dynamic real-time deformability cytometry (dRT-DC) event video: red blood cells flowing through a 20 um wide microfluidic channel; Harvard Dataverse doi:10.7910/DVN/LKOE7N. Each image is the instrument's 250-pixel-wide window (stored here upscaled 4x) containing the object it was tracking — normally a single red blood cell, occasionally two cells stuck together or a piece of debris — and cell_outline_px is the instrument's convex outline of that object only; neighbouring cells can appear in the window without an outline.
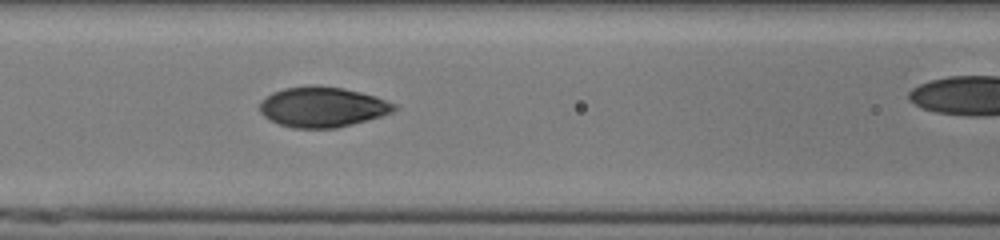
{"species": "human", "species_latin": "Homo sapiens", "temperature_condition": "cold", "stored_images_in_passage": 27, "camera_frame_rate_fps": 3000, "um_per_image_px": 0.085, "donor": {"sex": "male"}, "frame": {"image": 1, "passage_image": 8, "time_ms": 2.333, "image_size_px": [1000, 240], "cell_outline_px": [[396, 108], [392, 112], [380, 116], [352, 124], [336, 128], [292, 128], [280, 124], [264, 116], [260, 112], [260, 100], [272, 92], [284, 88], [344, 88], [376, 96], [396, 104]], "centroid_in_image_um": [27.4, 9.12], "position_along_channel_um": 139.2, "area_um2": 30.69}}
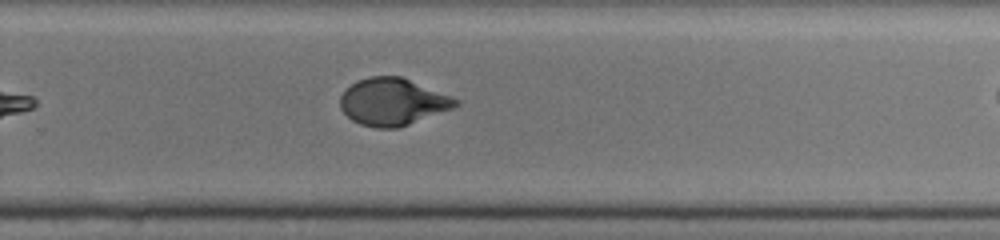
{"frame": {"image": 2, "passage_image": 20, "time_ms": 6.333, "image_size_px": [1000, 240], "cell_outline_px": [[460, 104], [452, 108], [400, 128], [376, 128], [360, 124], [352, 120], [340, 108], [340, 96], [356, 80], [368, 76], [400, 76], [452, 96], [460, 100]], "centroid_in_image_um": [33.38, 8.66], "position_along_channel_um": 296.4, "area_um2": 31.67}}
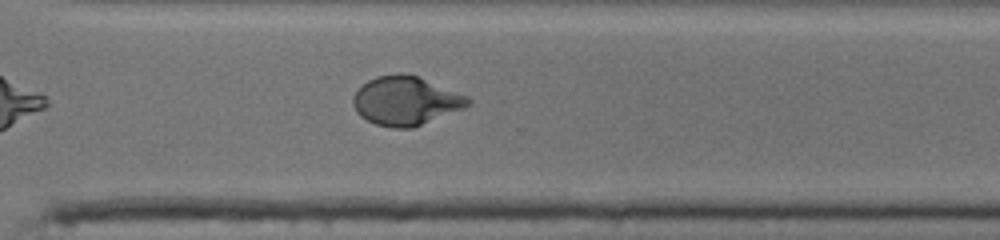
{"frame": {"image": 3, "passage_image": 23, "time_ms": 7.333, "image_size_px": [1000, 240], "cell_outline_px": [[472, 104], [464, 108], [412, 128], [392, 128], [376, 124], [360, 116], [356, 112], [352, 104], [352, 96], [368, 80], [376, 76], [396, 72], [404, 72], [416, 76], [468, 96], [472, 100]], "centroid_in_image_um": [34.47, 8.56], "position_along_channel_um": 336.1, "area_um2": 32.71}}